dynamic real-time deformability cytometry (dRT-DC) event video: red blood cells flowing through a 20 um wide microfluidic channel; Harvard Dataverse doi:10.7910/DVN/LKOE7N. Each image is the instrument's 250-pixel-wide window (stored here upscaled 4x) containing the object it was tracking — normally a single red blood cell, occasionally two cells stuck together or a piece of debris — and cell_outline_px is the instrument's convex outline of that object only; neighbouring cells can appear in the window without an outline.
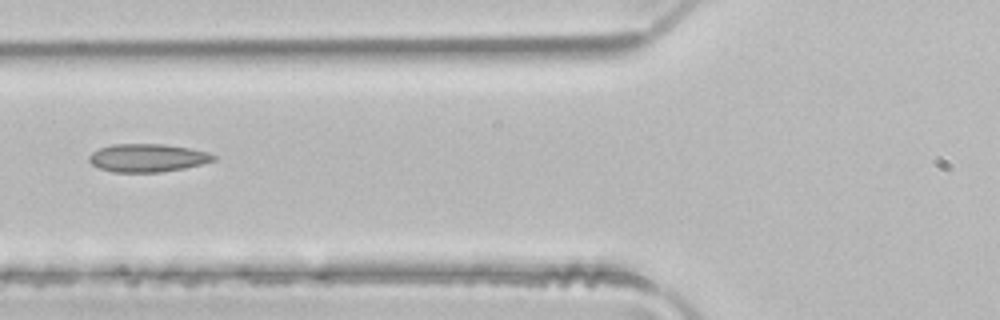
{"species": "common noctule bat (a hibernating species)", "species_latin": "Nyctalus noctula", "temperature_condition": "room temperature", "stored_images_in_passage": 4, "camera_frame_rate_fps": 3000, "um_per_image_px": 0.085, "animal": {"sex": "male", "body_mass_g": 21.5, "forearm_length_mm": 52.0}, "frame": {"image": 1, "passage_image": 4, "time_ms": 1.0, "image_size_px": [1000, 320], "cell_outline_px": [[216, 160], [204, 164], [184, 168], [160, 172], [112, 172], [100, 168], [92, 164], [88, 160], [88, 156], [92, 152], [100, 148], [112, 144], [164, 144], [188, 148], [208, 152], [216, 156]], "centroid_in_image_um": [12.55, 13.42], "position_along_channel_um": 113.3, "area_um2": 20.4}}